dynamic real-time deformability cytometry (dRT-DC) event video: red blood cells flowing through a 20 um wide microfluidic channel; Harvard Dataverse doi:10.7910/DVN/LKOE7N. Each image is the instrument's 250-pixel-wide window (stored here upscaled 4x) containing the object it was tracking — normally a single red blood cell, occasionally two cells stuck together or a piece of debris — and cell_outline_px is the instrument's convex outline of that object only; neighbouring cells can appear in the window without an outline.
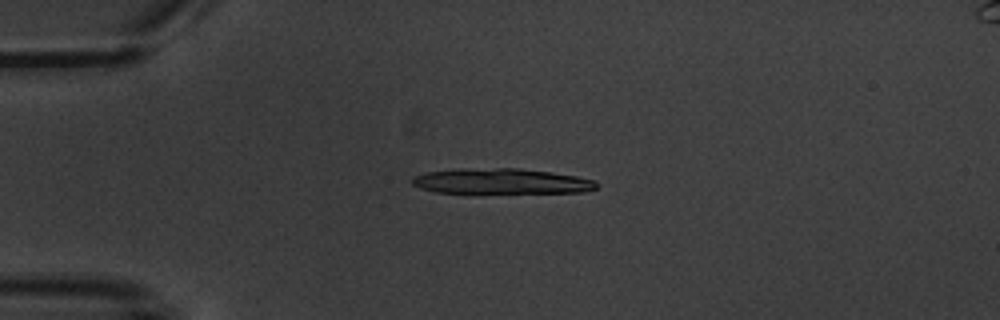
{"species": "common noctule bat (a hibernating species)", "species_latin": "Nyctalus noctula", "temperature_condition": "warm", "stored_images_in_passage": 3, "camera_frame_rate_fps": 3000, "um_per_image_px": 0.085, "animal": {"sex": "male", "body_mass_g": 20.1, "forearm_length_mm": 53.5}, "frame": {"image": 1, "passage_image": 3, "time_ms": 3.333, "image_size_px": [1000, 320], "cell_outline_px": [[596, 188], [584, 192], [436, 192], [420, 188], [412, 184], [412, 176], [428, 172], [460, 168], [520, 168], [552, 172], [576, 176], [596, 180]], "centroid_in_image_um": [42.6, 15.39], "position_along_channel_um": 42.4, "area_um2": 27.05}}